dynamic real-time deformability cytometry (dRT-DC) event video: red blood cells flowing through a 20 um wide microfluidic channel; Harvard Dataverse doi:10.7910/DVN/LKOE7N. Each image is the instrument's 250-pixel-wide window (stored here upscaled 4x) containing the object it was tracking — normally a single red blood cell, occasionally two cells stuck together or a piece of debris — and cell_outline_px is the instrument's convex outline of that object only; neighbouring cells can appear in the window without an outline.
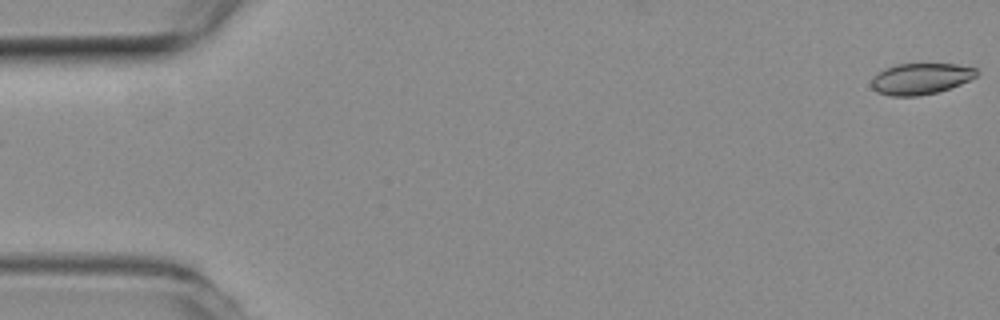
{"species": "common noctule bat (a hibernating species)", "species_latin": "Nyctalus noctula", "temperature_condition": "room temperature", "stored_images_in_passage": 54, "camera_frame_rate_fps": 3000, "um_per_image_px": 0.085, "animal": {"sex": "female", "body_mass_g": 19.3, "forearm_length_mm": 54.1}, "frame": {"image": 1, "passage_image": 1, "time_ms": 0.0, "image_size_px": [1000, 320], "cell_outline_px": [[980, 72], [976, 76], [960, 84], [936, 92], [916, 96], [892, 96], [876, 92], [872, 88], [872, 80], [884, 68], [896, 64], [956, 64], [976, 68]], "centroid_in_image_um": [78.26, 6.68], "position_along_channel_um": 6.7, "area_um2": 18.9}}
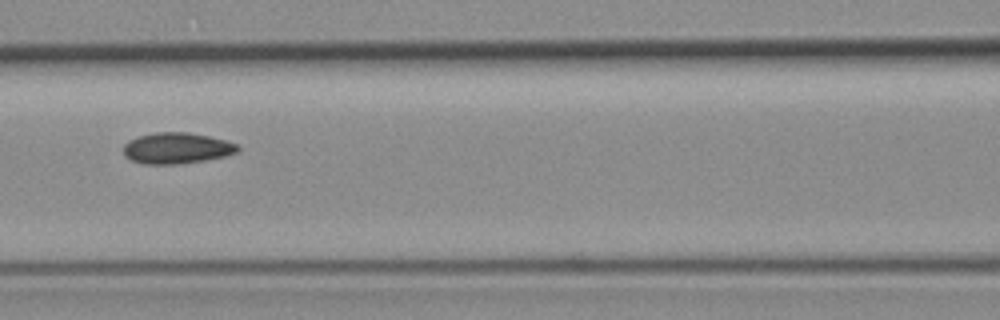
{"frame": {"image": 2, "passage_image": 24, "time_ms": 7.667, "image_size_px": [1000, 320], "cell_outline_px": [[240, 148], [236, 152], [224, 156], [204, 160], [176, 164], [144, 164], [132, 160], [124, 156], [124, 144], [128, 140], [140, 136], [156, 132], [188, 132], [208, 136], [224, 140], [236, 144]], "centroid_in_image_um": [14.99, 12.59], "position_along_channel_um": 151.6, "area_um2": 20.46}}
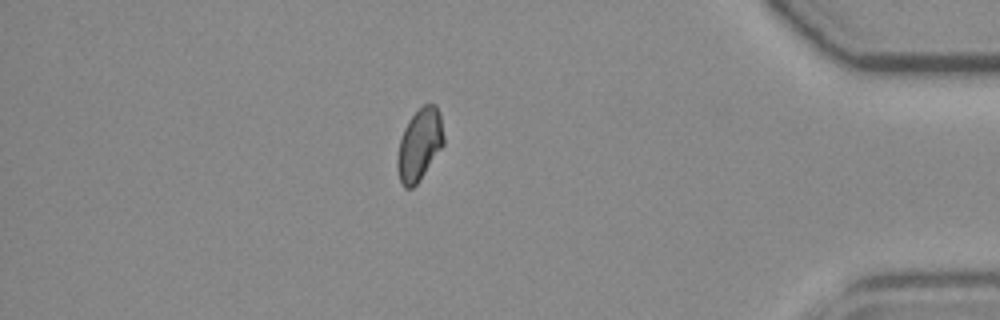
{"frame": {"image": 3, "passage_image": 47, "time_ms": 15.333, "image_size_px": [1000, 320], "cell_outline_px": [[444, 144], [416, 184], [412, 188], [404, 188], [400, 184], [396, 168], [396, 156], [400, 140], [404, 128], [408, 120], [424, 104], [436, 104], [440, 112], [444, 136]], "centroid_in_image_um": [35.63, 12.3], "position_along_channel_um": 399.6, "area_um2": 19.48}, "authors_computed_cell_mechanics": {"area_um2": 19.652, "velocity_mm_per_s": 3.7869, "shape_relaxation_time_tau1_ms": 9.3782, "shape_relaxation_time_tau2_ms": 3.4428, "deformation_change_tau1": 0.1371, "deformation_change_tau2": 0.064}}